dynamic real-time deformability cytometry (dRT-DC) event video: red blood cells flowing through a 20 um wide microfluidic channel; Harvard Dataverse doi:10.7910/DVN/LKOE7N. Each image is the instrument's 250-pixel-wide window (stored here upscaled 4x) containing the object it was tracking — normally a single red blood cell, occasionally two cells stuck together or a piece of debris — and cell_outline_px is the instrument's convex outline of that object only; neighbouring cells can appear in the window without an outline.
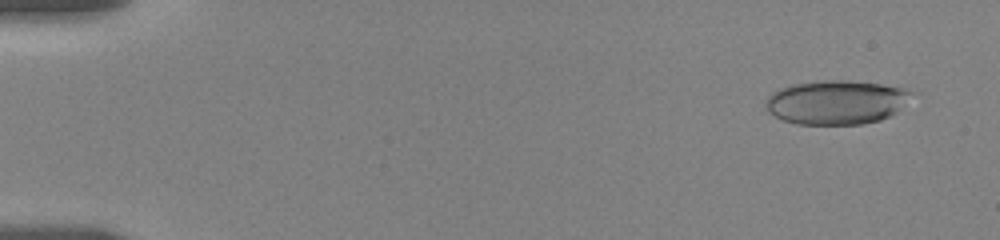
{"species": "human", "species_latin": "Homo sapiens", "temperature_condition": "room temperature", "stored_images_in_passage": 66, "camera_frame_rate_fps": 3000, "um_per_image_px": 0.085, "donor": {"sex": "female"}, "frame": {"image": 1, "passage_image": 6, "time_ms": 1.0, "image_size_px": [1000, 240], "cell_outline_px": [[912, 92], [896, 112], [892, 116], [880, 120], [864, 124], [796, 124], [784, 120], [768, 112], [764, 104], [768, 96], [772, 92], [780, 88], [792, 84], [824, 80], [848, 80], [880, 84], [908, 88]], "centroid_in_image_um": [71.06, 8.69], "position_along_channel_um": 13.9, "area_um2": 37.4}}
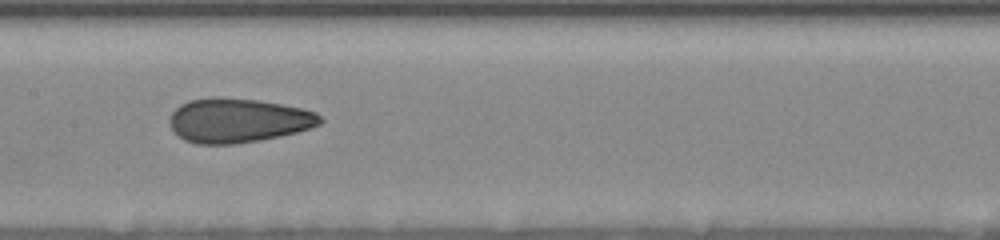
{"frame": {"image": 2, "passage_image": 45, "time_ms": 9.667, "image_size_px": [1000, 240], "cell_outline_px": [[324, 120], [320, 124], [296, 132], [280, 136], [260, 140], [236, 144], [196, 144], [184, 140], [168, 124], [168, 120], [172, 112], [180, 104], [188, 100], [212, 96], [256, 100], [304, 108], [316, 112]], "centroid_in_image_um": [20.21, 10.23], "position_along_channel_um": 187.2, "area_um2": 39.02}}
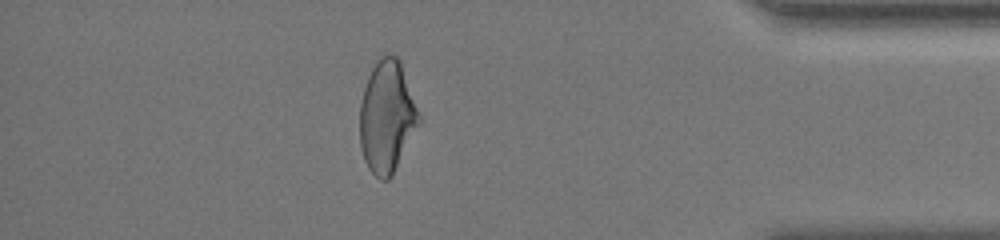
{"frame": {"image": 3, "passage_image": 61, "time_ms": 16.667, "image_size_px": [1000, 240], "cell_outline_px": [[420, 120], [392, 176], [388, 180], [380, 180], [368, 168], [364, 160], [360, 148], [360, 104], [364, 88], [368, 76], [376, 60], [384, 56], [396, 56], [400, 60], [420, 116]], "centroid_in_image_um": [32.86, 9.94], "position_along_channel_um": 402.3, "area_um2": 38.09}, "authors_computed_cell_mechanics": {"area_um2": 38.2636, "velocity_mm_per_s": 3.5439, "shape_relaxation_time_tau1_ms": null, "shape_relaxation_time_tau2_ms": 1.8469, "deformation_change_tau1": null, "deformation_change_tau2": 0.082}}